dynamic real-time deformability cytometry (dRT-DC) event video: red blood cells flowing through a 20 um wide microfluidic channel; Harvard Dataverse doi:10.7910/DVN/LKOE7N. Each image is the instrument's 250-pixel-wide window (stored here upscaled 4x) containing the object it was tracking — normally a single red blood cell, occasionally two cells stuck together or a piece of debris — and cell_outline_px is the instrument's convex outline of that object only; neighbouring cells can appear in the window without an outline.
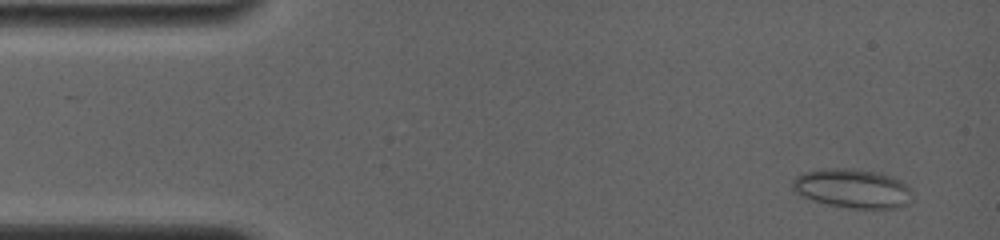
{"species": "common noctule bat (a hibernating species)", "species_latin": "Nyctalus noctula", "temperature_condition": "room temperature", "stored_images_in_passage": 23, "camera_frame_rate_fps": 4000, "um_per_image_px": 0.085, "animal": {"sex": "female", "body_mass_g": 19.0, "forearm_length_mm": 56.7}, "frame": {"image": 1, "passage_image": 4, "time_ms": 0.75, "image_size_px": [1000, 240], "cell_outline_px": [[916, 200], [908, 204], [896, 208], [848, 208], [828, 204], [812, 200], [796, 192], [792, 188], [792, 180], [796, 176], [804, 172], [824, 168], [848, 168], [880, 172], [892, 176], [900, 180], [912, 192]], "centroid_in_image_um": [72.5, 16.02], "position_along_channel_um": 12.5, "area_um2": 27.57}}
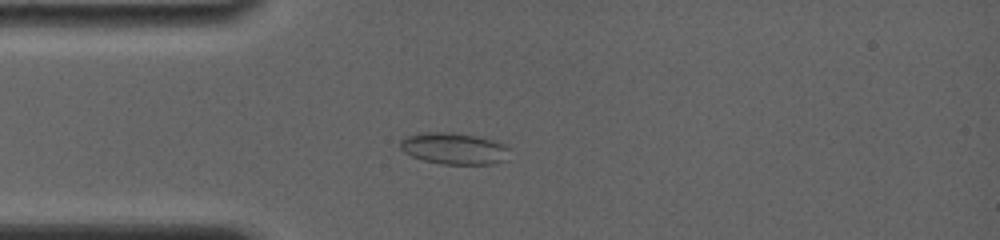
{"frame": {"image": 2, "passage_image": 19, "time_ms": 4.0, "image_size_px": [1000, 240], "cell_outline_px": [[508, 148], [504, 160], [492, 164], [444, 164], [424, 160], [412, 156], [404, 152], [400, 148], [400, 140], [404, 136], [420, 132], [452, 132], [476, 136], [492, 140], [504, 144]], "centroid_in_image_um": [38.52, 12.61], "position_along_channel_um": 46.5, "area_um2": 20.0}}